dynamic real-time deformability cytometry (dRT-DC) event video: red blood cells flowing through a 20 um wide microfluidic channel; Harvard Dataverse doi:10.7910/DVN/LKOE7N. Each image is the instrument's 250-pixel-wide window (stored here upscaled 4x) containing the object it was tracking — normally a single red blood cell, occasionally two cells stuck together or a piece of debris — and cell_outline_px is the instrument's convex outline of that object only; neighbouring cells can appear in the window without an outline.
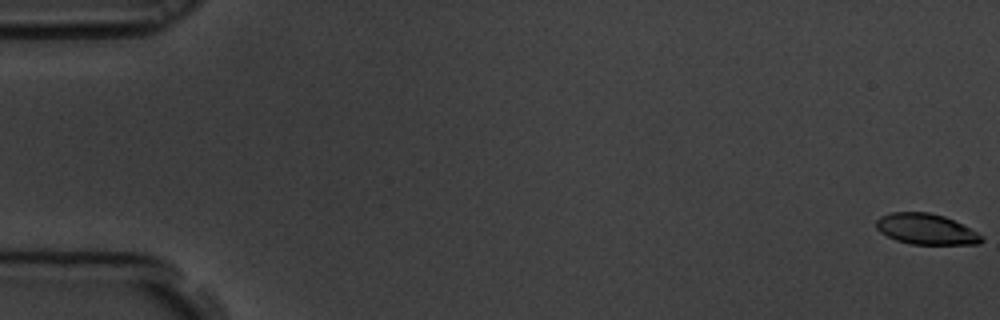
{"species": "common noctule bat (a hibernating species)", "species_latin": "Nyctalus noctula", "temperature_condition": "room temperature", "stored_images_in_passage": 59, "camera_frame_rate_fps": 3000, "um_per_image_px": 0.085, "animal": {"sex": "male", "body_mass_g": 19.5, "forearm_length_mm": 54.6}, "frame": {"image": 1, "passage_image": 1, "time_ms": 0.0, "image_size_px": [1000, 320], "cell_outline_px": [[984, 240], [980, 244], [912, 244], [896, 240], [880, 232], [876, 228], [876, 220], [880, 216], [892, 212], [928, 212], [944, 216], [984, 236]], "centroid_in_image_um": [78.7, 19.48], "position_along_channel_um": 6.3, "area_um2": 18.73}}
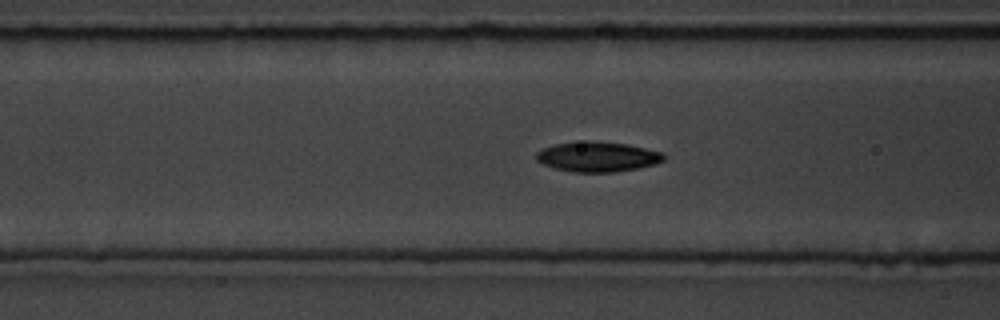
{"frame": {"image": 2, "passage_image": 24, "time_ms": 7.667, "image_size_px": [1000, 320], "cell_outline_px": [[664, 160], [656, 164], [640, 168], [616, 172], [572, 172], [556, 168], [544, 164], [536, 160], [536, 152], [544, 148], [556, 144], [584, 140], [588, 140], [628, 144], [664, 152]], "centroid_in_image_um": [50.83, 13.32], "position_along_channel_um": 115.8, "area_um2": 22.48}}
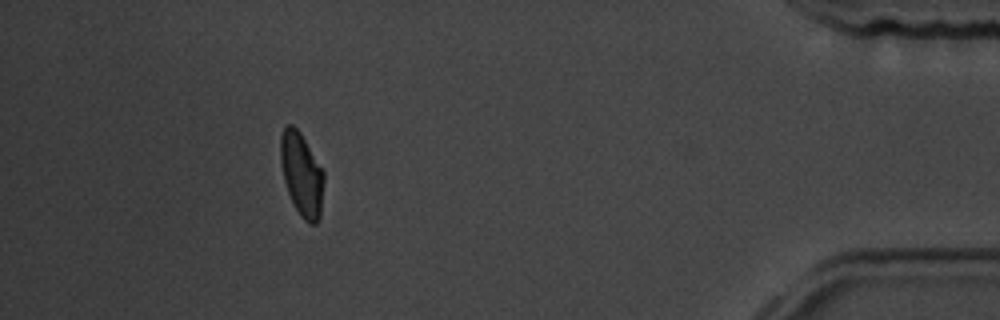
{"frame": {"image": 3, "passage_image": 54, "time_ms": 17.667, "image_size_px": [1000, 320], "cell_outline_px": [[324, 180], [320, 216], [316, 224], [308, 224], [300, 216], [288, 192], [284, 180], [280, 160], [280, 136], [284, 128], [288, 124], [292, 124], [300, 132], [324, 172]], "centroid_in_image_um": [25.64, 14.82], "position_along_channel_um": 409.6, "area_um2": 20.92}, "authors_computed_cell_mechanics": {"area_um2": 21.1548, "velocity_mm_per_s": 3.5044, "shape_relaxation_time_tau1_ms": 3.6185, "shape_relaxation_time_tau2_ms": 2.0985, "deformation_change_tau1": 0.1324, "deformation_change_tau2": 0.0566}}